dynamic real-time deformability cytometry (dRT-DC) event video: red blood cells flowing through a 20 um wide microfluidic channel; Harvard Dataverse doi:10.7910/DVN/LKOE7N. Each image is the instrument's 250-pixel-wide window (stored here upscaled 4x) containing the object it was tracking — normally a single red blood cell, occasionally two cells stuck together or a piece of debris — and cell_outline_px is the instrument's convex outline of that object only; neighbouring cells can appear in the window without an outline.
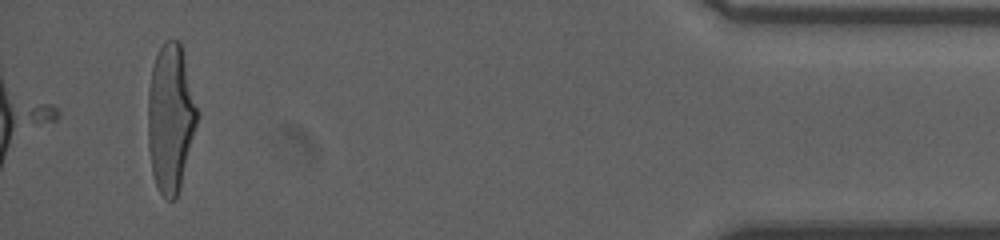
{"species": "human", "species_latin": "Homo sapiens", "temperature_condition": "room temperature", "stored_images_in_passage": 38, "camera_frame_rate_fps": 3000, "um_per_image_px": 0.085, "donor": {"sex": "male"}, "frame": {"image": 1, "passage_image": 38, "time_ms": 12.333, "image_size_px": [1000, 240], "cell_outline_px": [[200, 112], [180, 184], [176, 196], [172, 200], [168, 200], [160, 192], [156, 184], [152, 172], [148, 148], [148, 88], [152, 68], [156, 56], [164, 40], [180, 40]], "centroid_in_image_um": [14.5, 9.96], "position_along_channel_um": 420.7, "area_um2": 42.48}}